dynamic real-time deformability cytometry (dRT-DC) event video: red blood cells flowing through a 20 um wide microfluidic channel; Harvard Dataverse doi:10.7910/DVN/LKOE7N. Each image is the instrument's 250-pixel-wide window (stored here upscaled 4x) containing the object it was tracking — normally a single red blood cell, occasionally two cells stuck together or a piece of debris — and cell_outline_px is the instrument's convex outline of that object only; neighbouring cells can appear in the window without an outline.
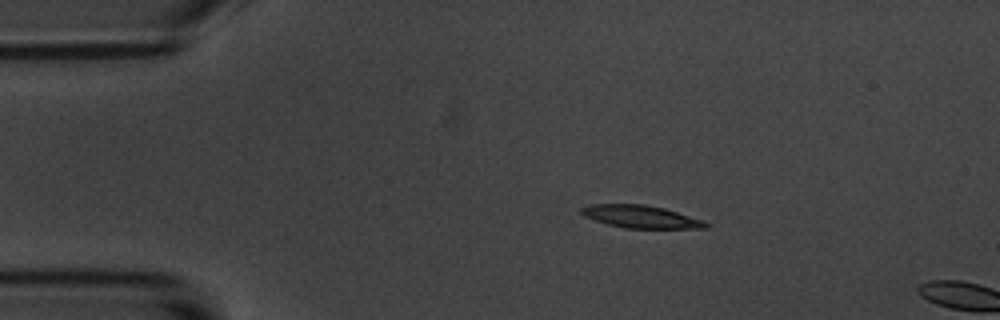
{"species": "common noctule bat (a hibernating species)", "species_latin": "Nyctalus noctula", "temperature_condition": "room temperature", "stored_images_in_passage": 3, "camera_frame_rate_fps": 3000, "um_per_image_px": 0.085, "animal": {"sex": "male", "body_mass_g": 20.1, "forearm_length_mm": 53.5}, "frame": {"image": 1, "passage_image": 2, "time_ms": 2.0, "image_size_px": [1000, 320], "cell_outline_px": [[712, 224], [708, 228], [624, 228], [608, 224], [584, 216], [580, 212], [580, 208], [592, 204], [644, 204], [664, 208], [704, 220]], "centroid_in_image_um": [54.51, 18.42], "position_along_channel_um": 30.5, "area_um2": 16.42}}